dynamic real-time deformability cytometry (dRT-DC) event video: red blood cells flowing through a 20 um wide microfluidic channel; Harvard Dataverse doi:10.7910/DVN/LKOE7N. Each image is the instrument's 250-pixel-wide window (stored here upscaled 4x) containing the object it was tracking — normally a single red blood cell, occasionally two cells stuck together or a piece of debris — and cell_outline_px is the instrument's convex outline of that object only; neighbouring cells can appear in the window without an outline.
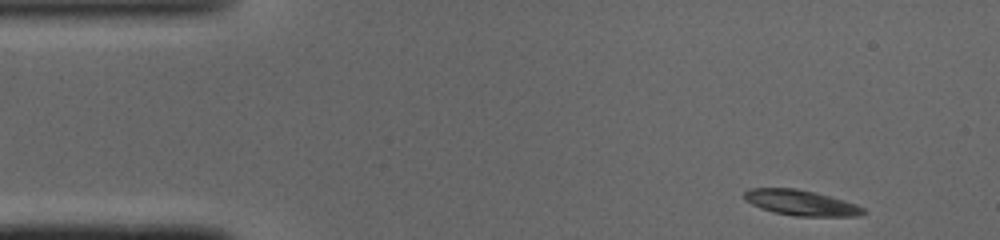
{"species": "common noctule bat (a hibernating species)", "species_latin": "Nyctalus noctula", "temperature_condition": "cold", "stored_images_in_passage": 45, "camera_frame_rate_fps": 3000, "um_per_image_px": 0.085, "animal": {"sex": "male", "body_mass_g": 19.0, "forearm_length_mm": 50.8}, "frame": {"image": 1, "passage_image": 1, "time_ms": 0.0, "image_size_px": [1000, 240], "cell_outline_px": [[868, 212], [856, 216], [796, 216], [772, 212], [760, 208], [744, 200], [744, 192], [748, 188], [796, 188], [844, 200], [856, 204], [864, 208]], "centroid_in_image_um": [68.06, 17.24], "position_along_channel_um": 16.9, "area_um2": 17.63}}
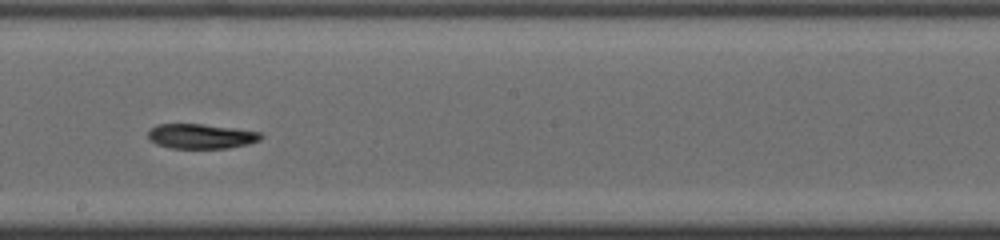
{"frame": {"image": 2, "passage_image": 23, "time_ms": 7.333, "image_size_px": [1000, 240], "cell_outline_px": [[264, 136], [260, 140], [248, 144], [228, 148], [168, 148], [156, 144], [148, 140], [148, 132], [156, 124], [204, 124], [236, 128], [260, 132]], "centroid_in_image_um": [17.09, 11.58], "position_along_channel_um": 231.1, "area_um2": 16.47}}
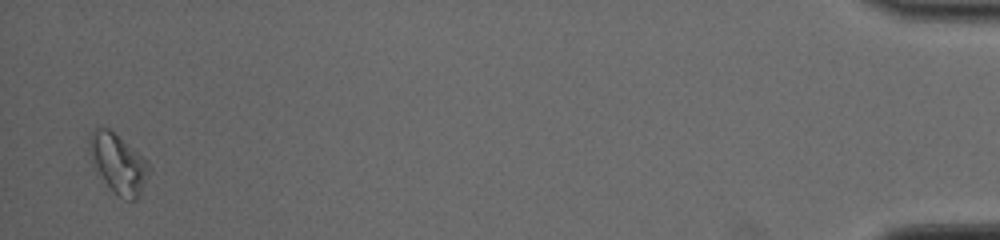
{"frame": {"image": 3, "passage_image": 44, "time_ms": 14.333, "image_size_px": [1000, 240], "cell_outline_px": [[152, 172], [140, 196], [136, 200], [124, 200], [116, 196], [112, 192], [104, 180], [88, 152], [88, 136], [96, 128], [108, 128], [136, 152], [152, 168]], "centroid_in_image_um": [10.08, 13.96], "position_along_channel_um": 425.1, "area_um2": 20.46}, "authors_computed_cell_mechanics": {"area_um2": 17.2822, "velocity_mm_per_s": 4.0703, "shape_relaxation_time_tau1_ms": 6.1775, "shape_relaxation_time_tau2_ms": null, "deformation_change_tau1": 0.1451, "deformation_change_tau2": null}}